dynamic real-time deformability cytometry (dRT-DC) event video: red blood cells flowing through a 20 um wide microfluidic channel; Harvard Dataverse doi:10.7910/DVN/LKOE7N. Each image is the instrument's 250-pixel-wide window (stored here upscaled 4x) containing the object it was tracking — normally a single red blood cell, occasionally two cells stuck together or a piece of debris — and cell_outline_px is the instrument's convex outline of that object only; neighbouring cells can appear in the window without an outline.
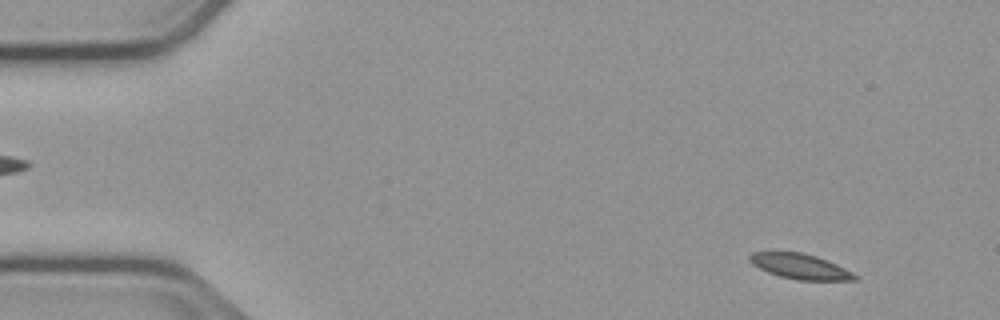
{"species": "common noctule bat (a hibernating species)", "species_latin": "Nyctalus noctula", "temperature_condition": "cold", "stored_images_in_passage": 55, "camera_frame_rate_fps": 3000, "um_per_image_px": 0.085, "animal": {"sex": "male", "body_mass_g": 23.1, "forearm_length_mm": 52.7}, "frame": {"image": 1, "passage_image": 5, "time_ms": 1.333, "image_size_px": [1000, 320], "cell_outline_px": [[860, 280], [796, 280], [780, 276], [768, 272], [752, 264], [748, 260], [748, 256], [752, 252], [768, 248], [776, 248], [804, 252], [828, 260], [860, 276]], "centroid_in_image_um": [67.93, 22.57], "position_along_channel_um": 17.1, "area_um2": 16.42}}
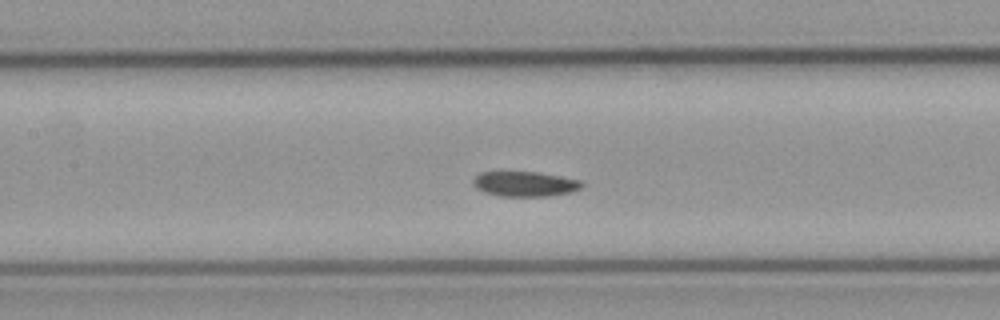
{"frame": {"image": 2, "passage_image": 25, "time_ms": 8.0, "image_size_px": [1000, 320], "cell_outline_px": [[584, 184], [580, 188], [572, 192], [548, 196], [500, 196], [484, 192], [476, 188], [472, 184], [472, 180], [480, 172], [536, 172], [560, 176], [580, 180]], "centroid_in_image_um": [44.6, 15.64], "position_along_channel_um": 162.8, "area_um2": 15.84}}
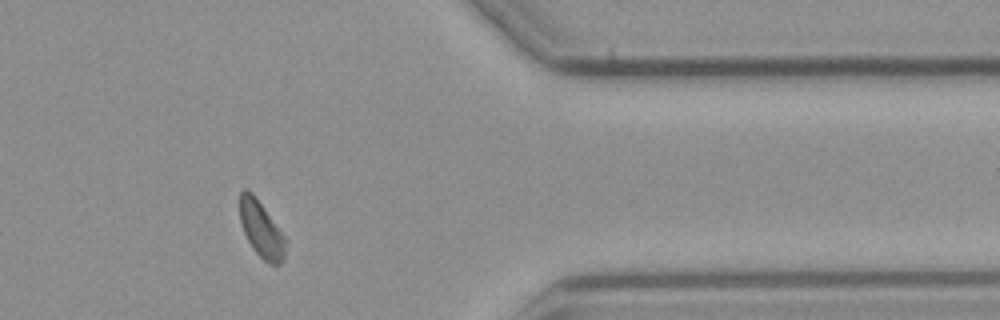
{"frame": {"image": 3, "passage_image": 45, "time_ms": 14.667, "image_size_px": [1000, 320], "cell_outline_px": [[288, 240], [284, 260], [280, 264], [272, 264], [264, 260], [252, 248], [244, 232], [240, 220], [240, 192], [244, 188], [248, 188], [252, 192]], "centroid_in_image_um": [22.24, 19.5], "position_along_channel_um": 389.2, "area_um2": 15.03}, "authors_computed_cell_mechanics": {"area_um2": 16.184, "velocity_mm_per_s": 3.7263, "shape_relaxation_time_tau1_ms": 4.6247, "shape_relaxation_time_tau2_ms": null, "deformation_change_tau1": 0.0751, "deformation_change_tau2": null}}